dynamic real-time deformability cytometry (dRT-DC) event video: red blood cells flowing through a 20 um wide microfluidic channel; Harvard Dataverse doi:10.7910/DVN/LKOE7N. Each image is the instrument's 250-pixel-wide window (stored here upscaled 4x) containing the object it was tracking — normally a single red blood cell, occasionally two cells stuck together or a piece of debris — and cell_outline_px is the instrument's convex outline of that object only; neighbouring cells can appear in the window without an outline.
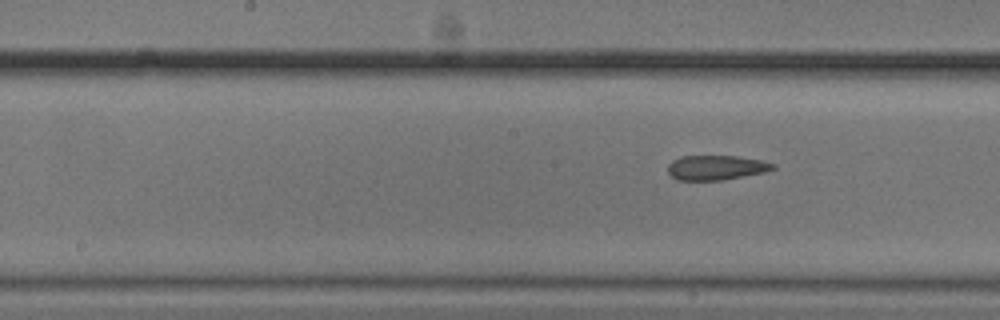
{"species": "common noctule bat (a hibernating species)", "species_latin": "Nyctalus noctula", "temperature_condition": "cold", "stored_images_in_passage": 9, "segment_of_instrument_passage": [2, 2], "camera_frame_rate_fps": 3000, "um_per_image_px": 0.085, "animal": {"sex": "male", "body_mass_g": 20.5, "forearm_length_mm": 52.5}, "frame": {"image": 1, "passage_image": 9, "time_ms": 9.667, "image_size_px": [1000, 320], "cell_outline_px": [[776, 168], [764, 172], [724, 180], [676, 180], [668, 172], [668, 164], [672, 160], [680, 156], [736, 156], [764, 160], [776, 164]], "centroid_in_image_um": [60.88, 14.24], "position_along_channel_um": 187.3, "area_um2": 15.26}}